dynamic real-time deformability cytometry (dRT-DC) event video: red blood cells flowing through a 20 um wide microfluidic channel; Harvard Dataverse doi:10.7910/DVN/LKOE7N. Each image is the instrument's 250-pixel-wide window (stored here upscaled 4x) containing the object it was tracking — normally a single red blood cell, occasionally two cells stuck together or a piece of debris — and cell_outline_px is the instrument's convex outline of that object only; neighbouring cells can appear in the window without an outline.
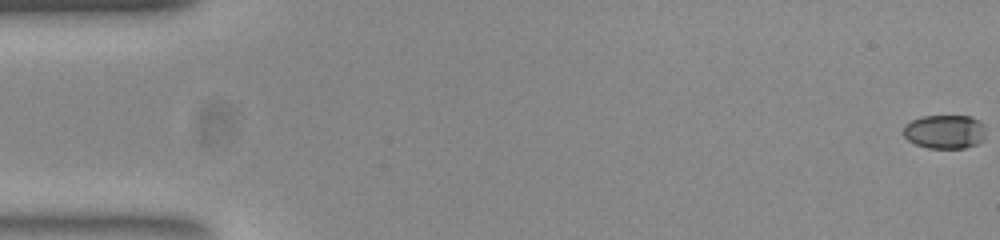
{"species": "common noctule bat (a hibernating species)", "species_latin": "Nyctalus noctula", "temperature_condition": "room temperature", "stored_images_in_passage": 54, "camera_frame_rate_fps": 3000, "um_per_image_px": 0.085, "animal": {"sex": "female", "body_mass_g": 23.0, "forearm_length_mm": 53.4}, "frame": {"image": 1, "passage_image": 1, "time_ms": 0.0, "image_size_px": [1000, 240], "cell_outline_px": [[984, 140], [976, 144], [964, 148], [928, 148], [916, 144], [908, 140], [904, 136], [904, 124], [920, 116], [972, 116], [980, 120], [984, 124]], "centroid_in_image_um": [80.32, 11.18], "position_along_channel_um": 4.7, "area_um2": 16.42}}
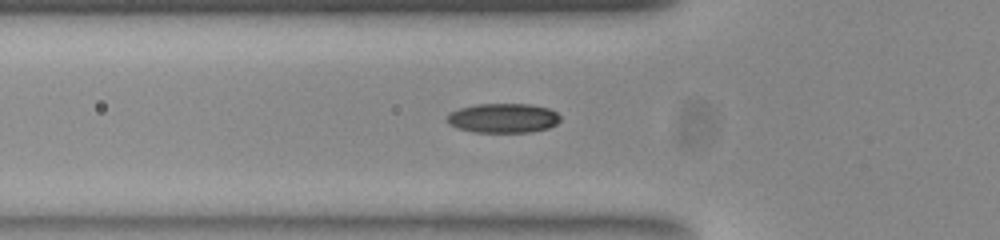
{"frame": {"image": 2, "passage_image": 19, "time_ms": 6.0, "image_size_px": [1000, 240], "cell_outline_px": [[560, 120], [556, 124], [548, 128], [528, 132], [476, 132], [460, 128], [448, 124], [448, 112], [460, 108], [476, 104], [528, 104], [548, 108], [556, 112], [560, 116]], "centroid_in_image_um": [42.77, 10.03], "position_along_channel_um": 83.0, "area_um2": 19.31}}
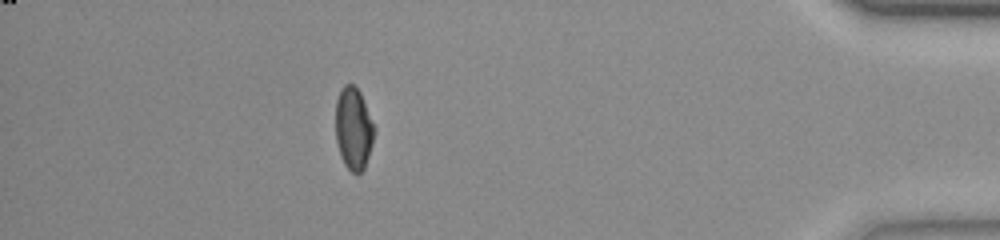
{"frame": {"image": 3, "passage_image": 48, "time_ms": 15.667, "image_size_px": [1000, 240], "cell_outline_px": [[376, 128], [372, 144], [364, 168], [360, 172], [352, 172], [344, 164], [340, 156], [336, 140], [336, 100], [344, 84], [352, 84], [360, 92]], "centroid_in_image_um": [30.05, 10.92], "position_along_channel_um": 405.1, "area_um2": 18.44}, "authors_computed_cell_mechanics": {"area_um2": 18.5538, "velocity_mm_per_s": 3.8776, "shape_relaxation_time_tau1_ms": 5.6557, "shape_relaxation_time_tau2_ms": 2.9785, "deformation_change_tau1": 0.1664, "deformation_change_tau2": 0.0578}}